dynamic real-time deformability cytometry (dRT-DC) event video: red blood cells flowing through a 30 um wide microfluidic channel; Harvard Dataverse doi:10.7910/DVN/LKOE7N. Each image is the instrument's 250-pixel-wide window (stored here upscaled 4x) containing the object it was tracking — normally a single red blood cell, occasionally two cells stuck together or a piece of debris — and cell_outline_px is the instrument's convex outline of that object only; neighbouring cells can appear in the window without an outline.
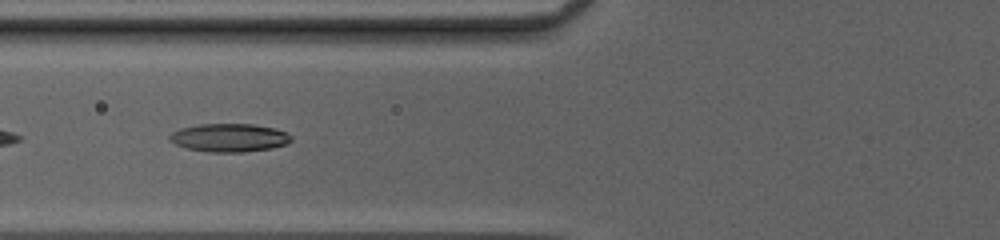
{"species": "common noctule bat (a hibernating species)", "species_latin": "Nyctalus noctula", "temperature_condition": "cold", "stored_images_in_passage": 34, "camera_frame_rate_fps": 3000, "um_per_image_px": 0.085, "animal": {"sex": "female", "body_mass_g": 20.0, "forearm_length_mm": 54.0}, "frame": {"image": 1, "passage_image": 5, "time_ms": 1.333, "image_size_px": [1000, 240], "cell_outline_px": [[292, 140], [288, 144], [272, 148], [244, 152], [208, 152], [188, 148], [176, 144], [168, 140], [168, 136], [172, 132], [180, 128], [200, 124], [252, 124], [276, 128], [292, 136]], "centroid_in_image_um": [19.5, 11.7], "position_along_channel_um": 106.3, "area_um2": 20.11}}
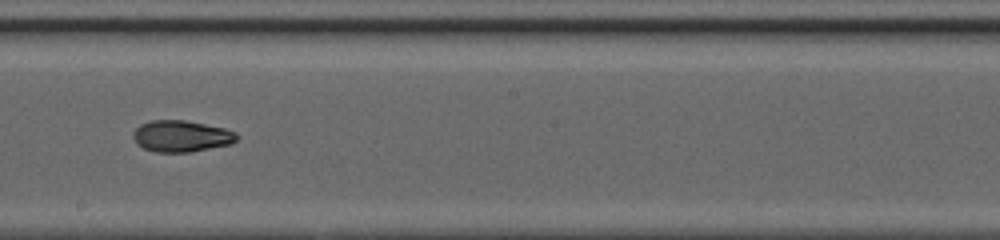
{"frame": {"image": 2, "passage_image": 14, "time_ms": 4.333, "image_size_px": [1000, 240], "cell_outline_px": [[240, 136], [232, 144], [188, 152], [156, 152], [144, 148], [136, 144], [132, 136], [132, 132], [140, 124], [152, 120], [184, 120], [224, 128], [236, 132]], "centroid_in_image_um": [15.4, 11.57], "position_along_channel_um": 232.8, "area_um2": 19.07}}
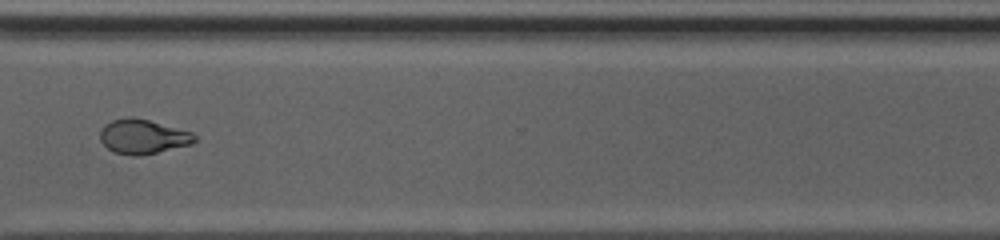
{"frame": {"image": 3, "passage_image": 23, "time_ms": 7.333, "image_size_px": [1000, 240], "cell_outline_px": [[196, 140], [192, 144], [140, 156], [132, 156], [116, 152], [108, 148], [100, 140], [100, 132], [104, 124], [112, 120], [128, 116], [132, 116], [148, 120], [192, 132], [196, 136]], "centroid_in_image_um": [12.14, 11.6], "position_along_channel_um": 358.5, "area_um2": 18.96}, "authors_computed_cell_mechanics": {"area_um2": 19.4497, "velocity_mm_per_s": 4.2037, "shape_relaxation_time_tau1_ms": 8.1757, "shape_relaxation_time_tau2_ms": 2.5465, "deformation_change_tau1": 0.22, "deformation_change_tau2": 0.0863}}